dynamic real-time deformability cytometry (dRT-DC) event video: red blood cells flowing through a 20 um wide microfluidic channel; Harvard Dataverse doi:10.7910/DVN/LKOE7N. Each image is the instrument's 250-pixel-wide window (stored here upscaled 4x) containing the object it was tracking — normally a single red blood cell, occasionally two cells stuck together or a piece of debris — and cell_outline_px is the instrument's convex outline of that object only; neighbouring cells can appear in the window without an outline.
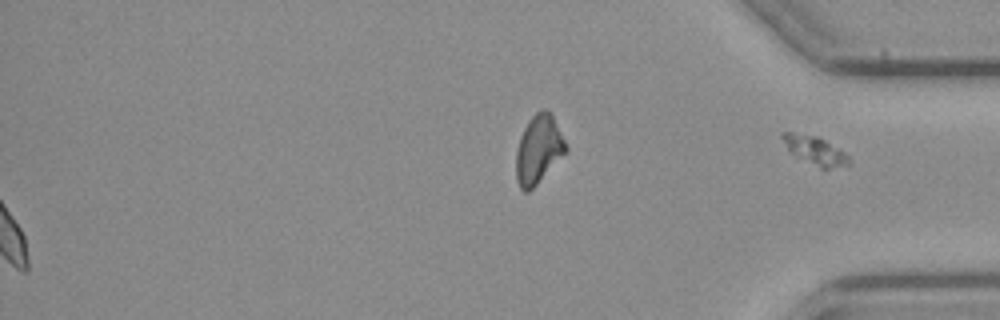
{"species": "common noctule bat (a hibernating species)", "species_latin": "Nyctalus noctula", "temperature_condition": "cold", "stored_images_in_passage": 39, "segment_of_instrument_passage": [2, 2], "camera_frame_rate_fps": 3000, "um_per_image_px": 0.085, "animal": {"sex": "female", "body_mass_g": 21.9}, "frame": {"image": 1, "passage_image": 39, "time_ms": 12.667, "image_size_px": [1000, 320], "cell_outline_px": [[852, 164], [828, 168], [820, 168], [796, 156], [788, 148], [780, 136], [784, 132], [792, 132], [816, 136], [824, 140], [844, 152], [848, 156]], "centroid_in_image_um": [69.29, 12.78], "position_along_channel_um": 365.9, "area_um2": 10.69}}